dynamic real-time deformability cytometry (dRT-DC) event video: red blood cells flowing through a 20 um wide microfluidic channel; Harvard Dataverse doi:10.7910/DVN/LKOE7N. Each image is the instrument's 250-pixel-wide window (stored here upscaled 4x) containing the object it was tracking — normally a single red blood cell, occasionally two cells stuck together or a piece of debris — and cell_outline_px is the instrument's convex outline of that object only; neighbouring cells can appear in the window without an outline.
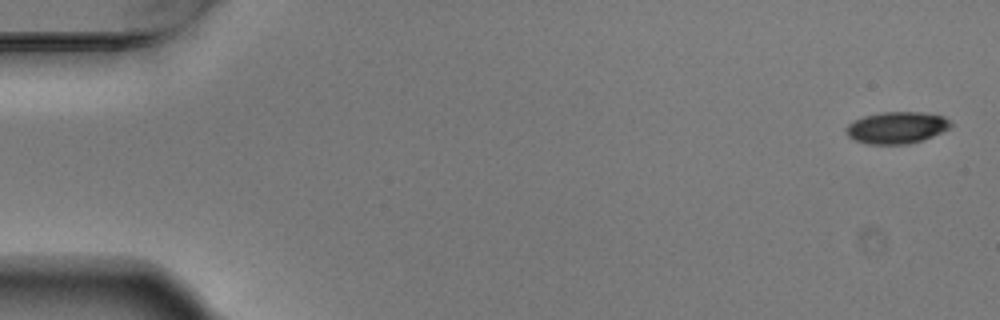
{"species": "Egyptian fruit bat (a non-hibernating species)", "species_latin": "Rousettus aegyptiacus", "temperature_condition": "warm", "stored_images_in_passage": 5, "camera_frame_rate_fps": 3000, "um_per_image_px": 0.085, "animal": {"sex": "male"}, "frame": {"image": 1, "passage_image": 1, "time_ms": 0.0, "image_size_px": [1000, 320], "cell_outline_px": [[952, 128], [932, 136], [908, 144], [868, 144], [856, 140], [848, 136], [844, 128], [848, 124], [864, 116], [880, 112], [920, 112], [944, 116], [952, 124]], "centroid_in_image_um": [76.22, 10.84], "position_along_channel_um": 8.8, "area_um2": 19.31}}